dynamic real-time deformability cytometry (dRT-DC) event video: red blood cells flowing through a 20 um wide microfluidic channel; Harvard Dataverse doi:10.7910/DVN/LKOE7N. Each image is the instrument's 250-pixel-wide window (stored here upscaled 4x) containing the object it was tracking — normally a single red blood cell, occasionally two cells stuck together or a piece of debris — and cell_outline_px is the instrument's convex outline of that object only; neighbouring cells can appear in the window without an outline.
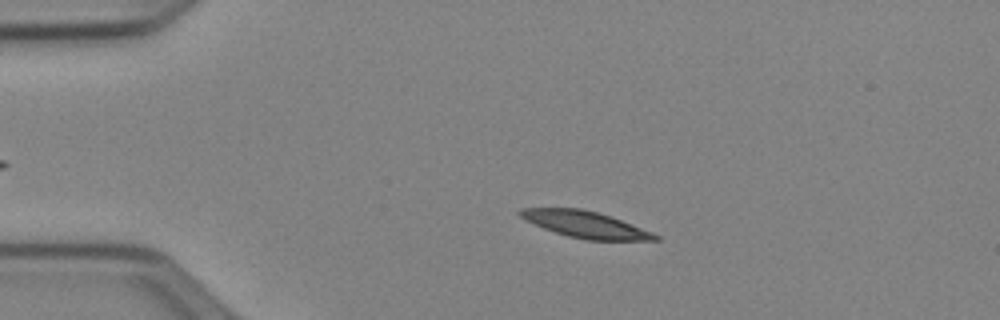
{"species": "Egyptian fruit bat (a non-hibernating species)", "species_latin": "Rousettus aegyptiacus", "temperature_condition": "cold", "stored_images_in_passage": 52, "camera_frame_rate_fps": 3000, "um_per_image_px": 0.085, "animal": {"sex": "female"}, "frame": {"image": 1, "passage_image": 11, "time_ms": 3.333, "image_size_px": [1000, 320], "cell_outline_px": [[660, 240], [584, 240], [568, 236], [544, 228], [524, 220], [516, 212], [520, 208], [580, 208], [596, 212], [632, 224], [652, 232], [660, 236]], "centroid_in_image_um": [49.73, 19.08], "position_along_channel_um": 35.3, "area_um2": 20.69}}
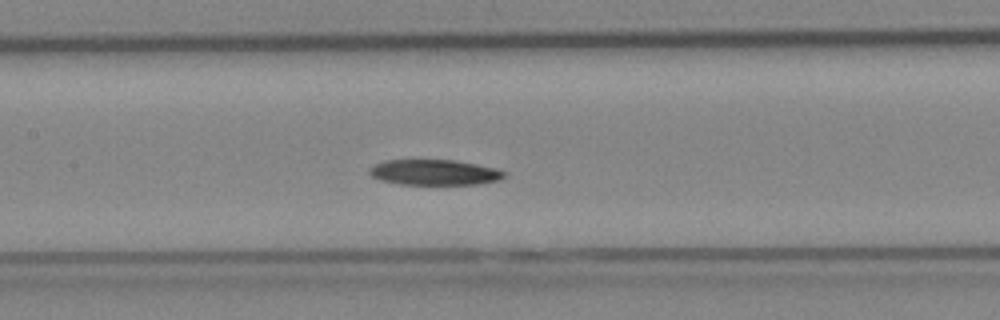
{"frame": {"image": 2, "passage_image": 25, "time_ms": 8.0, "image_size_px": [1000, 320], "cell_outline_px": [[504, 176], [500, 180], [476, 184], [400, 184], [380, 180], [372, 176], [368, 172], [368, 168], [384, 160], [456, 160], [496, 168], [504, 172]], "centroid_in_image_um": [36.9, 14.64], "position_along_channel_um": 170.5, "area_um2": 19.94}}
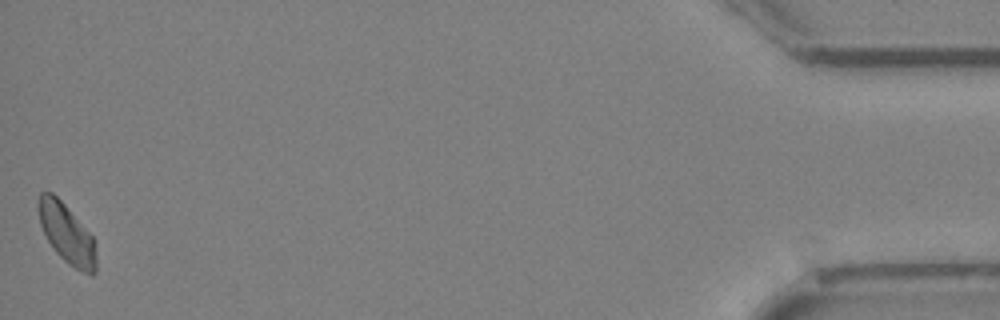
{"frame": {"image": 3, "passage_image": 52, "time_ms": 17.0, "image_size_px": [1000, 320], "cell_outline_px": [[96, 272], [92, 276], [68, 264], [56, 252], [48, 240], [40, 224], [36, 204], [40, 192], [52, 192], [64, 204], [92, 236], [96, 256]], "centroid_in_image_um": [5.64, 19.85], "position_along_channel_um": 429.6, "area_um2": 19.77}, "authors_computed_cell_mechanics": {"area_um2": 20.7213, "velocity_mm_per_s": 3.8914, "shape_relaxation_time_tau1_ms": 10.2112, "shape_relaxation_time_tau2_ms": null, "deformation_change_tau1": 0.1377, "deformation_change_tau2": null}}